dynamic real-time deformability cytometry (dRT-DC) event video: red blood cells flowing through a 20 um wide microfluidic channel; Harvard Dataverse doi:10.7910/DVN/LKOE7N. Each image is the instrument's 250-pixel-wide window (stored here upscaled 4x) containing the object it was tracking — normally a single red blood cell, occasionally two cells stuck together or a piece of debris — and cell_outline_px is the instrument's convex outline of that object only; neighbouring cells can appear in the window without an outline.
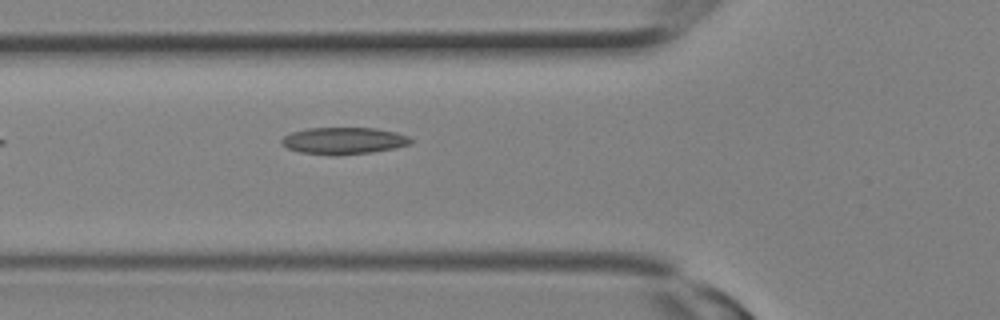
{"species": "Egyptian fruit bat (a non-hibernating species)", "species_latin": "Rousettus aegyptiacus", "temperature_condition": "room temperature", "stored_images_in_passage": 3, "camera_frame_rate_fps": 3000, "um_per_image_px": 0.085, "animal": {"sex": "female"}, "frame": {"image": 1, "passage_image": 3, "time_ms": 0.667, "image_size_px": [1000, 320], "cell_outline_px": [[412, 140], [408, 144], [392, 148], [372, 152], [300, 152], [288, 148], [280, 140], [284, 136], [292, 132], [308, 128], [376, 128], [396, 132], [408, 136]], "centroid_in_image_um": [29.23, 11.9], "position_along_channel_um": 96.6, "area_um2": 19.02}}